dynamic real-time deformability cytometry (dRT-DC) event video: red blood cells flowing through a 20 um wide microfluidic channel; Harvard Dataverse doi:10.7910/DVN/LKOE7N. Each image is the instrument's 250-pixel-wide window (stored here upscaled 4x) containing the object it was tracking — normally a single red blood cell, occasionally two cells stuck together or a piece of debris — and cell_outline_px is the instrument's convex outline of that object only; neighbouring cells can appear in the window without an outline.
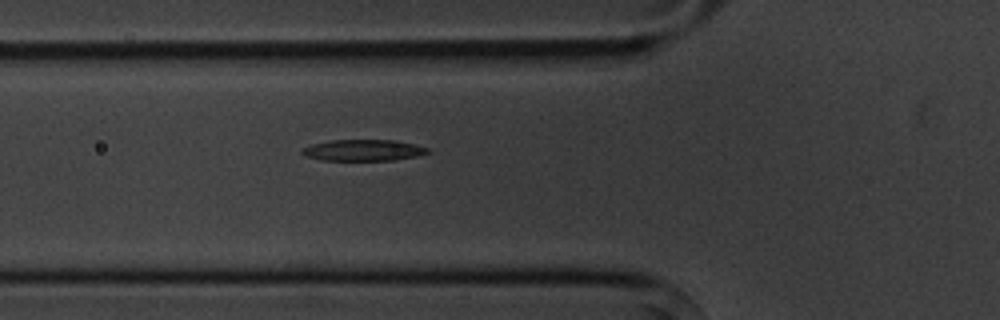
{"species": "common noctule bat (a hibernating species)", "species_latin": "Nyctalus noctula", "temperature_condition": "cold", "stored_images_in_passage": 6, "camera_frame_rate_fps": 3000, "um_per_image_px": 0.085, "animal": {"sex": "male", "body_mass_g": 20.1, "forearm_length_mm": 53.5}, "frame": {"image": 1, "passage_image": 6, "time_ms": 5.667, "image_size_px": [1000, 320], "cell_outline_px": [[432, 152], [416, 156], [396, 160], [320, 160], [304, 156], [300, 152], [304, 148], [312, 144], [332, 140], [396, 140], [428, 148]], "centroid_in_image_um": [30.88, 12.77], "position_along_channel_um": 94.9, "area_um2": 15.55}}